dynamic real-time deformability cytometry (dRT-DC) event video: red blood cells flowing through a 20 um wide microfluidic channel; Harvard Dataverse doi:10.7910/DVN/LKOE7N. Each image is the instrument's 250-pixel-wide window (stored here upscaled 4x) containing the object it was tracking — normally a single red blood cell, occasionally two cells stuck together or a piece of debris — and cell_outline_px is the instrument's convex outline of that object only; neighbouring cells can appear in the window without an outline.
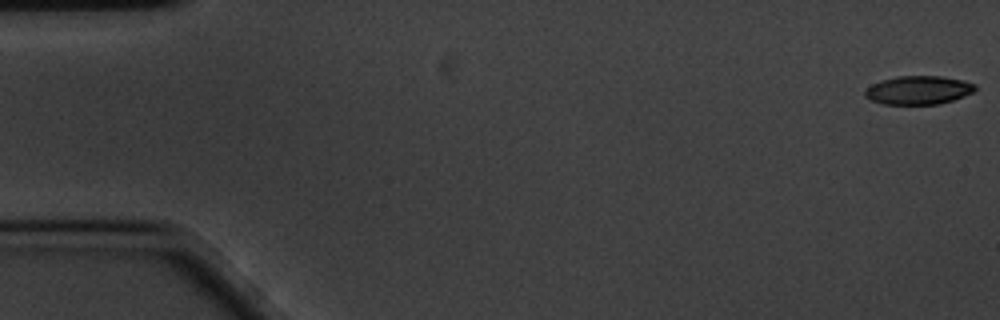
{"species": "common noctule bat (a hibernating species)", "species_latin": "Nyctalus noctula", "temperature_condition": "cold", "stored_images_in_passage": 58, "camera_frame_rate_fps": 3000, "um_per_image_px": 0.085, "animal": {"sex": "male", "body_mass_g": 20.1, "forearm_length_mm": 53.5}, "frame": {"image": 1, "passage_image": 1, "time_ms": 0.0, "image_size_px": [1000, 320], "cell_outline_px": [[976, 88], [972, 92], [964, 96], [940, 104], [884, 104], [872, 100], [864, 96], [864, 92], [872, 84], [880, 80], [896, 76], [940, 76], [960, 80], [976, 84]], "centroid_in_image_um": [78.05, 7.66], "position_along_channel_um": 7.0, "area_um2": 18.21}}
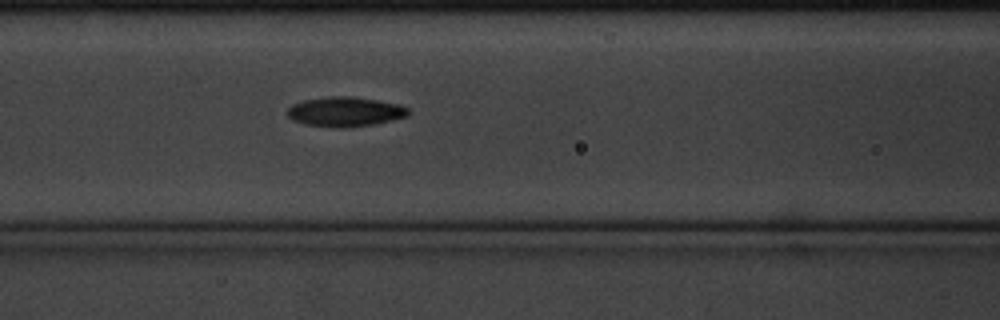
{"frame": {"image": 2, "passage_image": 24, "time_ms": 7.667, "image_size_px": [1000, 320], "cell_outline_px": [[408, 116], [392, 120], [372, 124], [344, 128], [336, 128], [304, 124], [292, 120], [288, 116], [288, 108], [292, 104], [304, 100], [328, 96], [352, 96], [400, 104], [408, 108]], "centroid_in_image_um": [29.31, 9.49], "position_along_channel_um": 137.3, "area_um2": 20.92}}
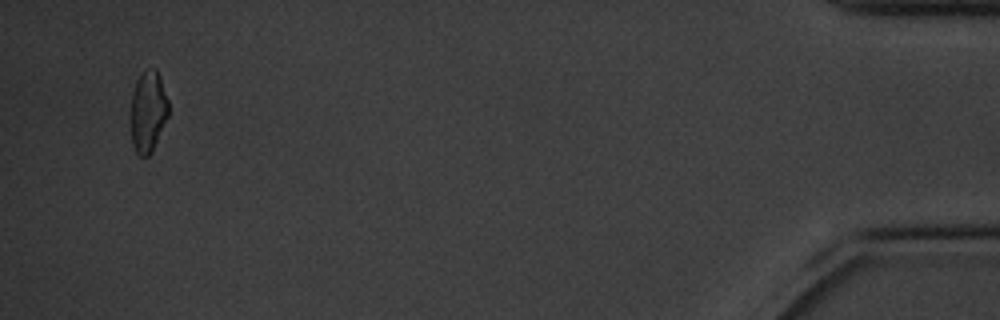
{"frame": {"image": 3, "passage_image": 56, "time_ms": 18.333, "image_size_px": [1000, 320], "cell_outline_px": [[168, 116], [152, 152], [148, 156], [140, 156], [136, 152], [132, 144], [128, 120], [128, 116], [132, 92], [136, 80], [144, 72], [156, 68], [160, 76], [168, 100]], "centroid_in_image_um": [12.53, 9.52], "position_along_channel_um": 422.7, "area_um2": 18.38}, "authors_computed_cell_mechanics": {"area_um2": 19.074, "velocity_mm_per_s": 3.4373, "shape_relaxation_time_tau1_ms": 2.6873, "shape_relaxation_time_tau2_ms": null, "deformation_change_tau1": 0.0975, "deformation_change_tau2": null}}